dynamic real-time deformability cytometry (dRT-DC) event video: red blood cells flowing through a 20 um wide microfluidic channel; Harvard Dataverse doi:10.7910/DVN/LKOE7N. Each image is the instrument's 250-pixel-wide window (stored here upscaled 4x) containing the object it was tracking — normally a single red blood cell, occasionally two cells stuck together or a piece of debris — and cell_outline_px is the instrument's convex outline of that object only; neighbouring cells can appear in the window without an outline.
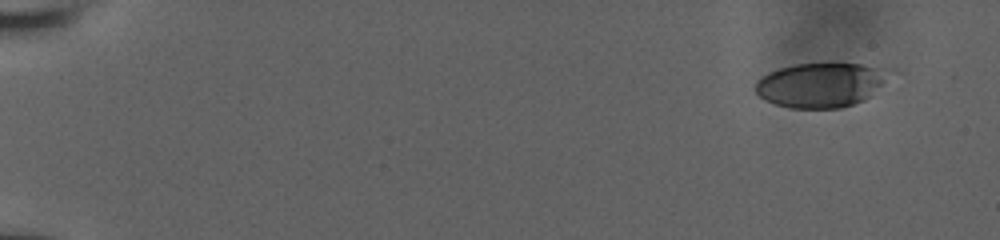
{"species": "human", "species_latin": "Homo sapiens", "temperature_condition": "room temperature", "stored_images_in_passage": 52, "camera_frame_rate_fps": 3000, "um_per_image_px": 0.085, "donor": {"sex": "male"}, "frame": {"image": 1, "passage_image": 1, "time_ms": 0.0, "image_size_px": [1000, 240], "cell_outline_px": [[900, 72], [864, 100], [840, 108], [792, 108], [776, 104], [760, 96], [756, 92], [756, 80], [768, 72], [780, 68], [796, 64], [860, 64], [896, 68]], "centroid_in_image_um": [69.93, 7.19], "position_along_channel_um": 15.1, "area_um2": 35.32}}
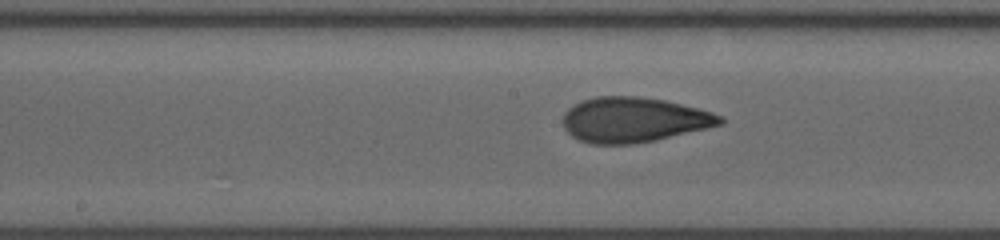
{"frame": {"image": 2, "passage_image": 28, "time_ms": 9.0, "image_size_px": [1000, 240], "cell_outline_px": [[724, 124], [708, 128], [656, 140], [632, 144], [592, 144], [576, 140], [564, 128], [564, 112], [568, 108], [584, 100], [596, 96], [636, 96], [664, 100], [712, 112], [720, 116], [724, 120]], "centroid_in_image_um": [53.86, 10.19], "position_along_channel_um": 194.3, "area_um2": 41.15}}
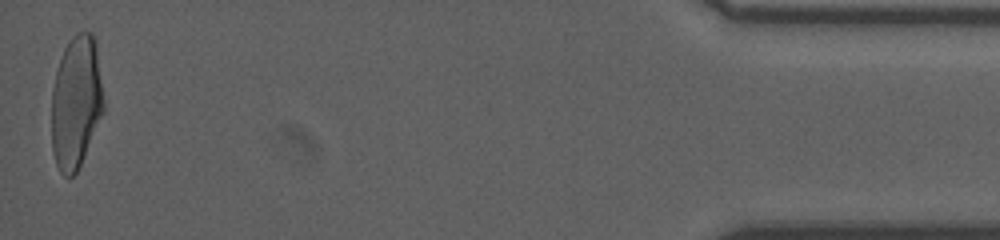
{"frame": {"image": 3, "passage_image": 52, "time_ms": 17.0, "image_size_px": [1000, 240], "cell_outline_px": [[104, 112], [80, 164], [76, 172], [72, 176], [64, 176], [60, 172], [56, 164], [52, 152], [52, 88], [56, 72], [64, 48], [72, 36], [76, 32], [92, 32], [96, 36], [104, 100]], "centroid_in_image_um": [6.48, 8.64], "position_along_channel_um": 428.7, "area_um2": 40.63}, "authors_computed_cell_mechanics": {"area_um2": 39.5352, "velocity_mm_per_s": 3.9362, "shape_relaxation_time_tau1_ms": 5.1343, "shape_relaxation_time_tau2_ms": 1.1356, "deformation_change_tau1": 0.1926, "deformation_change_tau2": 0.0807}}